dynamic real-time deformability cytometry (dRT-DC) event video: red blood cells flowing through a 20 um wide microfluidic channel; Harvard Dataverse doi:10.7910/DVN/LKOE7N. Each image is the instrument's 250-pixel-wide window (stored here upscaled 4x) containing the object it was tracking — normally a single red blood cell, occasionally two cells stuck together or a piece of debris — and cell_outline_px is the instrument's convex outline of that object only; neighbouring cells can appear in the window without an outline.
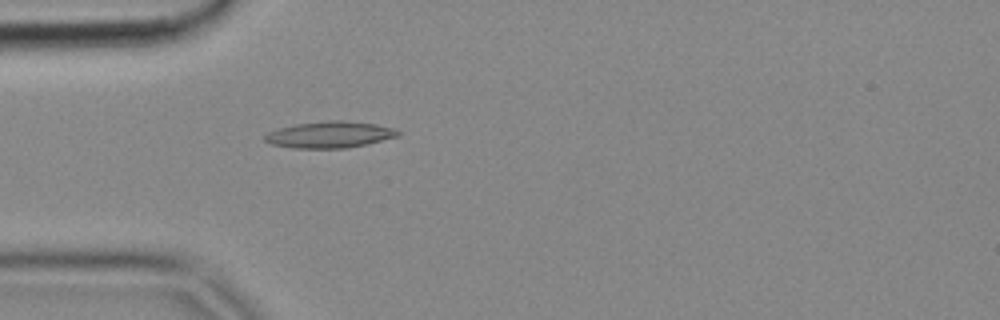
{"species": "common noctule bat (a hibernating species)", "species_latin": "Nyctalus noctula", "temperature_condition": "cold", "stored_images_in_passage": 4, "camera_frame_rate_fps": 3000, "um_per_image_px": 0.085, "animal": {"sex": "female", "body_mass_g": 18.4}, "frame": {"image": 1, "passage_image": 4, "time_ms": 1.0, "image_size_px": [1000, 320], "cell_outline_px": [[400, 136], [364, 144], [344, 148], [292, 148], [272, 144], [264, 140], [264, 136], [268, 132], [280, 128], [296, 124], [328, 120], [344, 120], [376, 124], [396, 128], [400, 132]], "centroid_in_image_um": [28.05, 11.43], "position_along_channel_um": 57.0, "area_um2": 20.46}}